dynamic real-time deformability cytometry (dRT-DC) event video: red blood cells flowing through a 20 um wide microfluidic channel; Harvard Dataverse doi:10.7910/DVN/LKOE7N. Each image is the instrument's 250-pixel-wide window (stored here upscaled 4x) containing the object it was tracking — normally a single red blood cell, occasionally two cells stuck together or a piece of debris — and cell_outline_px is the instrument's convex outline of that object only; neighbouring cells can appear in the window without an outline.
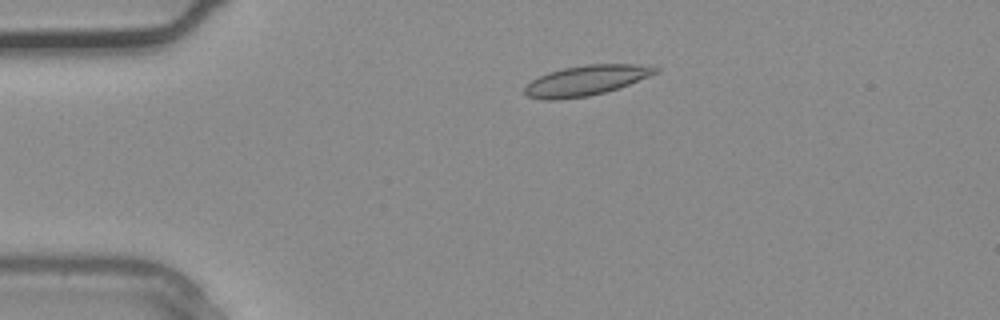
{"species": "common noctule bat (a hibernating species)", "species_latin": "Nyctalus noctula", "temperature_condition": "warm", "stored_images_in_passage": 2, "camera_frame_rate_fps": 3000, "um_per_image_px": 0.085, "animal": {"sex": "male", "body_mass_g": 20.4}, "frame": {"image": 1, "passage_image": 1, "time_ms": 0.0, "image_size_px": [1000, 320], "cell_outline_px": [[660, 72], [620, 88], [588, 96], [560, 100], [544, 100], [528, 96], [524, 92], [524, 88], [532, 80], [548, 72], [564, 68], [584, 64], [636, 64], [660, 68]], "centroid_in_image_um": [49.84, 6.84], "position_along_channel_um": 35.2, "area_um2": 23.06}}